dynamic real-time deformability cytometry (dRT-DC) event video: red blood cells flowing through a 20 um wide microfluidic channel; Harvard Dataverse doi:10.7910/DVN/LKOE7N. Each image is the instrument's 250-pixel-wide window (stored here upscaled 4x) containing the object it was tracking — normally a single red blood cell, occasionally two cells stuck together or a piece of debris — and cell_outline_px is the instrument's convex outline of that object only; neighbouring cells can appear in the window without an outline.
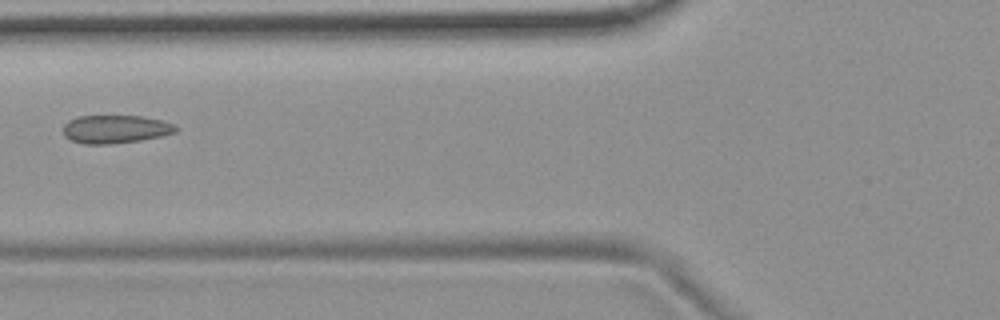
{"species": "common noctule bat (a hibernating species)", "species_latin": "Nyctalus noctula", "temperature_condition": "room temperature", "stored_images_in_passage": 5, "camera_frame_rate_fps": 3000, "um_per_image_px": 0.085, "animal": {"sex": "female", "body_mass_g": 19.9}, "frame": {"image": 1, "passage_image": 5, "time_ms": 1.333, "image_size_px": [1000, 320], "cell_outline_px": [[180, 128], [176, 132], [160, 136], [140, 140], [112, 144], [84, 144], [72, 140], [64, 136], [64, 124], [68, 120], [76, 116], [140, 116], [160, 120], [172, 124]], "centroid_in_image_um": [9.79, 10.98], "position_along_channel_um": 116.0, "area_um2": 18.44}}